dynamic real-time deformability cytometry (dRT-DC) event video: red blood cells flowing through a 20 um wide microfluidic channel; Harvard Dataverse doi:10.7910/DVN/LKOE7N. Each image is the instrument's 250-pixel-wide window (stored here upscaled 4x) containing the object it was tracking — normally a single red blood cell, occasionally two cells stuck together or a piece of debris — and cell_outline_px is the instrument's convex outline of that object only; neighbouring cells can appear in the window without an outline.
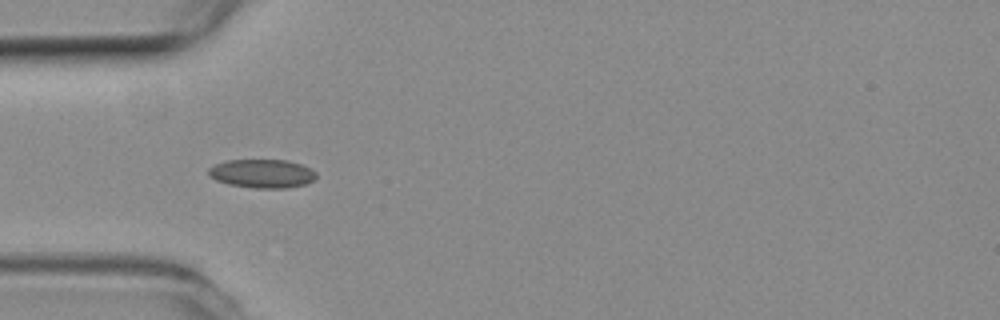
{"species": "common noctule bat (a hibernating species)", "species_latin": "Nyctalus noctula", "temperature_condition": "room temperature", "stored_images_in_passage": 10, "camera_frame_rate_fps": 3000, "um_per_image_px": 0.085, "animal": {"sex": "female", "body_mass_g": 19.3, "forearm_length_mm": 54.1}, "frame": {"image": 1, "passage_image": 4, "time_ms": 1.0, "image_size_px": [1000, 320], "cell_outline_px": [[316, 176], [312, 180], [304, 184], [288, 188], [252, 188], [228, 184], [216, 180], [208, 176], [208, 168], [216, 164], [228, 160], [288, 160], [312, 168], [316, 172]], "centroid_in_image_um": [22.27, 14.75], "position_along_channel_um": 62.7, "area_um2": 18.03}}
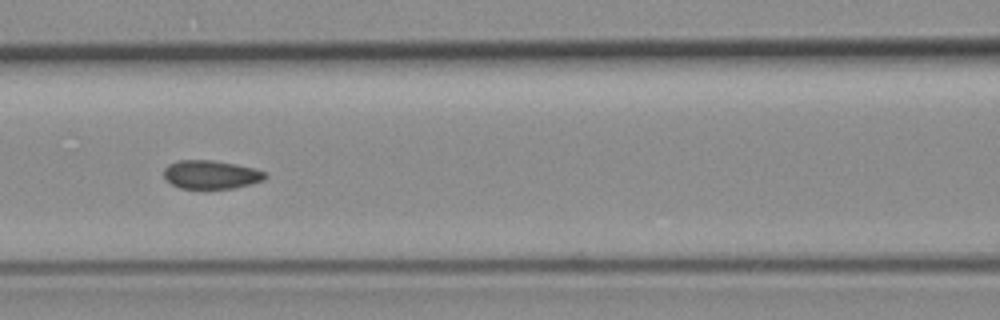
{"frame": {"image": 2, "passage_image": 6, "time_ms": 1.667, "image_size_px": [1000, 320], "cell_outline_px": [[268, 176], [264, 180], [232, 188], [180, 188], [172, 184], [164, 176], [164, 168], [168, 164], [176, 160], [212, 160], [236, 164], [256, 168], [264, 172]], "centroid_in_image_um": [17.93, 14.82], "position_along_channel_um": 148.7, "area_um2": 16.76}}
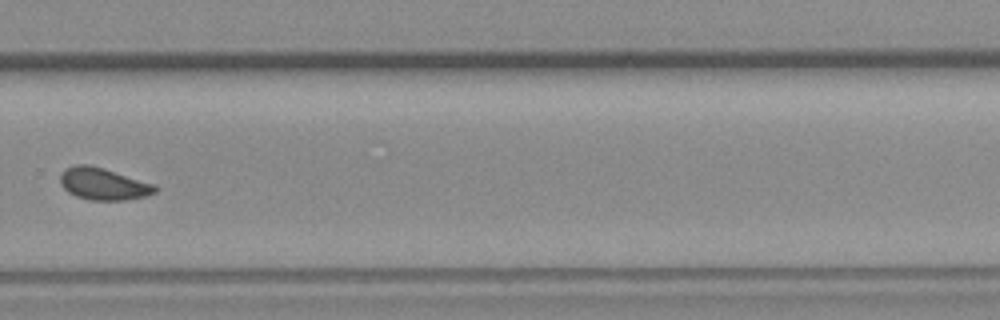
{"frame": {"image": 3, "passage_image": 10, "time_ms": 3.0, "image_size_px": [1000, 320], "cell_outline_px": [[156, 192], [144, 196], [124, 200], [88, 200], [76, 196], [68, 192], [60, 184], [60, 172], [64, 168], [76, 164], [88, 164], [104, 168], [156, 184]], "centroid_in_image_um": [8.75, 15.62], "position_along_channel_um": 321.1, "area_um2": 17.86}}